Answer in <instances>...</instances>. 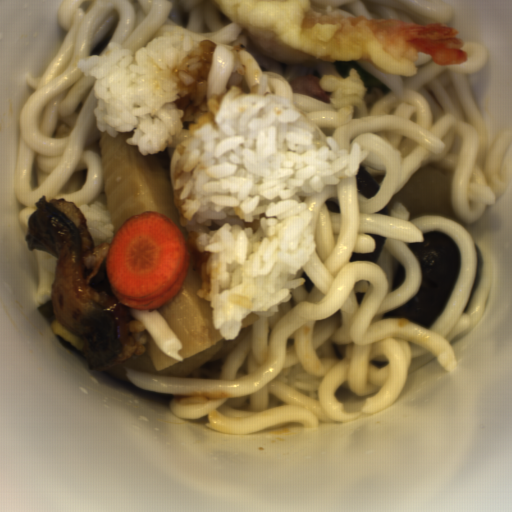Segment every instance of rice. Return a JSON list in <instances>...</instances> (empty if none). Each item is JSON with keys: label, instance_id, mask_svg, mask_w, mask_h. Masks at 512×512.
<instances>
[{"label": "rice", "instance_id": "obj_2", "mask_svg": "<svg viewBox=\"0 0 512 512\" xmlns=\"http://www.w3.org/2000/svg\"><path fill=\"white\" fill-rule=\"evenodd\" d=\"M79 210L83 214L87 230L91 236L94 246L104 243H111L115 235V226L111 222V217L107 207L100 201L80 205Z\"/></svg>", "mask_w": 512, "mask_h": 512}, {"label": "rice", "instance_id": "obj_3", "mask_svg": "<svg viewBox=\"0 0 512 512\" xmlns=\"http://www.w3.org/2000/svg\"><path fill=\"white\" fill-rule=\"evenodd\" d=\"M127 335H131L135 344V355H143L146 352L144 345L148 340L145 333V326L141 319H130L129 315L122 316Z\"/></svg>", "mask_w": 512, "mask_h": 512}, {"label": "rice", "instance_id": "obj_1", "mask_svg": "<svg viewBox=\"0 0 512 512\" xmlns=\"http://www.w3.org/2000/svg\"><path fill=\"white\" fill-rule=\"evenodd\" d=\"M217 44L165 34L139 50L108 42L78 60L95 79L97 129L142 156L167 150L173 202L200 274L213 327L238 338L251 313L268 318L305 284L318 220L302 197L354 177L362 148L326 138L294 102L232 86L208 97Z\"/></svg>", "mask_w": 512, "mask_h": 512}]
</instances>
